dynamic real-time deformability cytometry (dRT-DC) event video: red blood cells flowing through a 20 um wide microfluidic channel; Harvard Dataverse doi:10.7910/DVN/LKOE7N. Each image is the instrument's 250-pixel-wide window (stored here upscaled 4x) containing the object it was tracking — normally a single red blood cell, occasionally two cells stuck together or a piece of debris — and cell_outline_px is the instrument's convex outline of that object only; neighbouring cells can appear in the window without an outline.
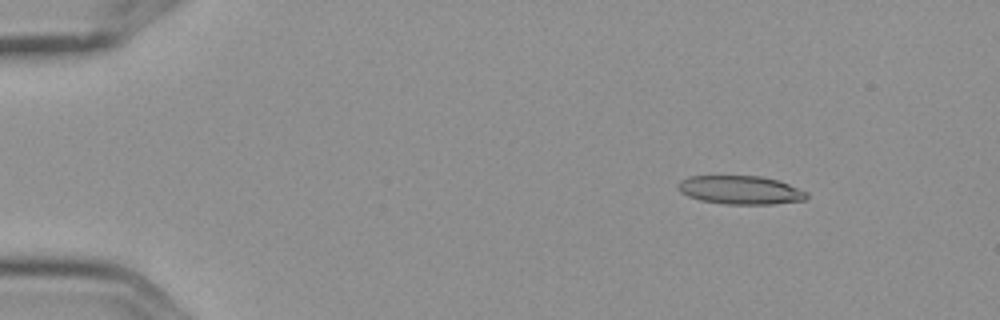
{"species": "Egyptian fruit bat (a non-hibernating species)", "species_latin": "Rousettus aegyptiacus", "temperature_condition": "cold", "stored_images_in_passage": 6, "camera_frame_rate_fps": 3000, "um_per_image_px": 0.085, "frame": {"image": 1, "passage_image": 3, "time_ms": 0.667, "image_size_px": [1000, 320], "cell_outline_px": [[808, 196], [804, 200], [772, 204], [724, 204], [700, 200], [688, 196], [680, 192], [680, 180], [688, 176], [760, 176], [780, 180], [808, 192]], "centroid_in_image_um": [62.97, 16.15], "position_along_channel_um": 22.0, "area_um2": 21.39}}
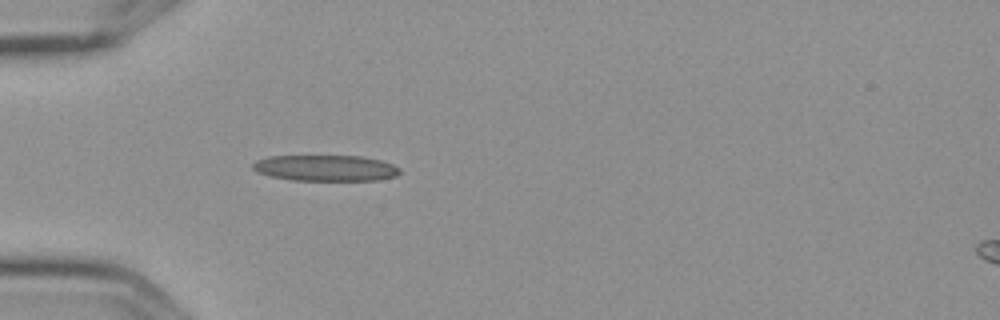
{"frame": {"image": 2, "passage_image": 6, "time_ms": 1.667, "image_size_px": [1000, 320], "cell_outline_px": [[400, 172], [396, 176], [376, 180], [292, 180], [272, 176], [256, 172], [252, 168], [252, 164], [256, 160], [268, 156], [360, 156], [380, 160], [392, 164], [400, 168]], "centroid_in_image_um": [27.65, 14.28], "position_along_channel_um": 57.3, "area_um2": 22.2}}